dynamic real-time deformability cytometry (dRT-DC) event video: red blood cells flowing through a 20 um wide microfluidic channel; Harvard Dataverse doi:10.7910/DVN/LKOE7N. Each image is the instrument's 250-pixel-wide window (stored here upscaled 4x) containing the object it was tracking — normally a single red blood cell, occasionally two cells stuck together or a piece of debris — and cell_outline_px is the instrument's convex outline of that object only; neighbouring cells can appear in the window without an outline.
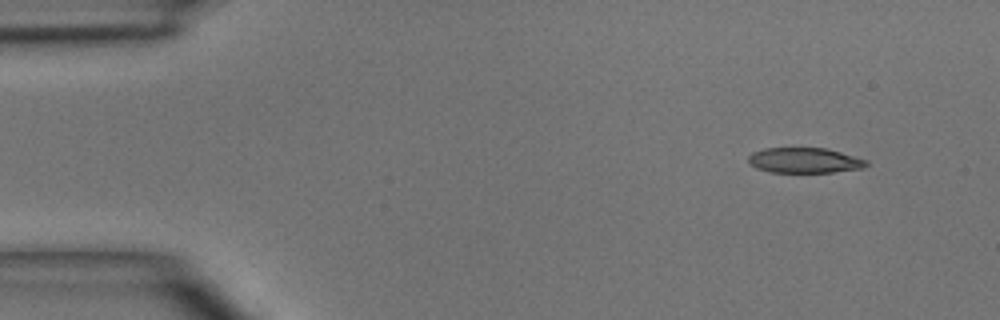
{"species": "common noctule bat (a hibernating species)", "species_latin": "Nyctalus noctula", "temperature_condition": "room temperature", "stored_images_in_passage": 4, "camera_frame_rate_fps": 3000, "um_per_image_px": 0.085, "animal": {"sex": "male", "body_mass_g": 15.6}, "frame": {"image": 1, "passage_image": 1, "time_ms": 0.0, "image_size_px": [1000, 320], "cell_outline_px": [[868, 164], [864, 168], [832, 172], [772, 172], [756, 168], [748, 160], [748, 156], [752, 152], [764, 148], [824, 148], [840, 152], [868, 160]], "centroid_in_image_um": [68.39, 13.63], "position_along_channel_um": 16.6, "area_um2": 17.28}}